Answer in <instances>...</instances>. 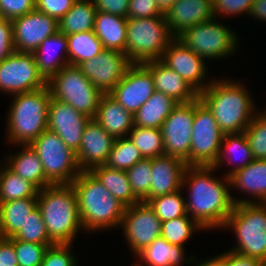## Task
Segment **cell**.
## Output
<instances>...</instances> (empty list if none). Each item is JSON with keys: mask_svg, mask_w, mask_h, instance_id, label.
<instances>
[{"mask_svg": "<svg viewBox=\"0 0 266 266\" xmlns=\"http://www.w3.org/2000/svg\"><path fill=\"white\" fill-rule=\"evenodd\" d=\"M143 65L152 74L155 91L170 96L178 103H189L199 98V93L193 87L160 60Z\"/></svg>", "mask_w": 266, "mask_h": 266, "instance_id": "23", "label": "cell"}, {"mask_svg": "<svg viewBox=\"0 0 266 266\" xmlns=\"http://www.w3.org/2000/svg\"><path fill=\"white\" fill-rule=\"evenodd\" d=\"M163 15L157 0H130L127 18L137 19Z\"/></svg>", "mask_w": 266, "mask_h": 266, "instance_id": "49", "label": "cell"}, {"mask_svg": "<svg viewBox=\"0 0 266 266\" xmlns=\"http://www.w3.org/2000/svg\"><path fill=\"white\" fill-rule=\"evenodd\" d=\"M154 92L151 72L143 64H132L109 94L134 115Z\"/></svg>", "mask_w": 266, "mask_h": 266, "instance_id": "18", "label": "cell"}, {"mask_svg": "<svg viewBox=\"0 0 266 266\" xmlns=\"http://www.w3.org/2000/svg\"><path fill=\"white\" fill-rule=\"evenodd\" d=\"M115 138L107 133L95 120L90 119L86 124L83 136L76 153L79 168L90 171L98 165H105Z\"/></svg>", "mask_w": 266, "mask_h": 266, "instance_id": "20", "label": "cell"}, {"mask_svg": "<svg viewBox=\"0 0 266 266\" xmlns=\"http://www.w3.org/2000/svg\"><path fill=\"white\" fill-rule=\"evenodd\" d=\"M195 100L178 103L162 125L164 155L177 157L186 162L190 157Z\"/></svg>", "mask_w": 266, "mask_h": 266, "instance_id": "14", "label": "cell"}, {"mask_svg": "<svg viewBox=\"0 0 266 266\" xmlns=\"http://www.w3.org/2000/svg\"><path fill=\"white\" fill-rule=\"evenodd\" d=\"M185 247L171 245L164 238H156L149 246L145 247L135 257L139 261L132 266H182V264H192L194 255L185 257ZM185 258V259H184ZM141 259V260H140Z\"/></svg>", "mask_w": 266, "mask_h": 266, "instance_id": "26", "label": "cell"}, {"mask_svg": "<svg viewBox=\"0 0 266 266\" xmlns=\"http://www.w3.org/2000/svg\"><path fill=\"white\" fill-rule=\"evenodd\" d=\"M254 0H213V10L215 17L233 15H241L246 13L249 15Z\"/></svg>", "mask_w": 266, "mask_h": 266, "instance_id": "46", "label": "cell"}, {"mask_svg": "<svg viewBox=\"0 0 266 266\" xmlns=\"http://www.w3.org/2000/svg\"><path fill=\"white\" fill-rule=\"evenodd\" d=\"M224 266H266L260 259L240 255L231 250L224 252Z\"/></svg>", "mask_w": 266, "mask_h": 266, "instance_id": "52", "label": "cell"}, {"mask_svg": "<svg viewBox=\"0 0 266 266\" xmlns=\"http://www.w3.org/2000/svg\"><path fill=\"white\" fill-rule=\"evenodd\" d=\"M245 85L233 79H211L199 94L224 134L241 133L255 117L256 108Z\"/></svg>", "mask_w": 266, "mask_h": 266, "instance_id": "2", "label": "cell"}, {"mask_svg": "<svg viewBox=\"0 0 266 266\" xmlns=\"http://www.w3.org/2000/svg\"><path fill=\"white\" fill-rule=\"evenodd\" d=\"M165 17L170 34L176 38L190 27L215 18L213 0H177Z\"/></svg>", "mask_w": 266, "mask_h": 266, "instance_id": "22", "label": "cell"}, {"mask_svg": "<svg viewBox=\"0 0 266 266\" xmlns=\"http://www.w3.org/2000/svg\"><path fill=\"white\" fill-rule=\"evenodd\" d=\"M22 150L5 158L7 165L18 176L32 183L38 190L52 185L45 176L42 163L30 145H21Z\"/></svg>", "mask_w": 266, "mask_h": 266, "instance_id": "28", "label": "cell"}, {"mask_svg": "<svg viewBox=\"0 0 266 266\" xmlns=\"http://www.w3.org/2000/svg\"><path fill=\"white\" fill-rule=\"evenodd\" d=\"M223 228L234 231L237 238L231 251L266 264V203L235 204Z\"/></svg>", "mask_w": 266, "mask_h": 266, "instance_id": "6", "label": "cell"}, {"mask_svg": "<svg viewBox=\"0 0 266 266\" xmlns=\"http://www.w3.org/2000/svg\"><path fill=\"white\" fill-rule=\"evenodd\" d=\"M233 156H239L240 162L238 164H234L232 161L234 159ZM226 160L235 165L232 169H229V171L225 173L226 177H229L237 170L246 167L254 160L248 139L244 132L224 134L220 145V151L213 167L219 170L218 168L222 167V165H224V161L225 163L227 162Z\"/></svg>", "mask_w": 266, "mask_h": 266, "instance_id": "32", "label": "cell"}, {"mask_svg": "<svg viewBox=\"0 0 266 266\" xmlns=\"http://www.w3.org/2000/svg\"><path fill=\"white\" fill-rule=\"evenodd\" d=\"M132 65L128 56L116 50L104 49L78 67L103 94H109Z\"/></svg>", "mask_w": 266, "mask_h": 266, "instance_id": "15", "label": "cell"}, {"mask_svg": "<svg viewBox=\"0 0 266 266\" xmlns=\"http://www.w3.org/2000/svg\"><path fill=\"white\" fill-rule=\"evenodd\" d=\"M120 227L129 249L137 255L161 237L162 221L147 202H138L125 208Z\"/></svg>", "mask_w": 266, "mask_h": 266, "instance_id": "13", "label": "cell"}, {"mask_svg": "<svg viewBox=\"0 0 266 266\" xmlns=\"http://www.w3.org/2000/svg\"><path fill=\"white\" fill-rule=\"evenodd\" d=\"M14 51L12 20L0 17V63Z\"/></svg>", "mask_w": 266, "mask_h": 266, "instance_id": "50", "label": "cell"}, {"mask_svg": "<svg viewBox=\"0 0 266 266\" xmlns=\"http://www.w3.org/2000/svg\"><path fill=\"white\" fill-rule=\"evenodd\" d=\"M30 146L39 156L46 179L52 184H71L81 173L76 152L68 148L61 138L48 129Z\"/></svg>", "mask_w": 266, "mask_h": 266, "instance_id": "10", "label": "cell"}, {"mask_svg": "<svg viewBox=\"0 0 266 266\" xmlns=\"http://www.w3.org/2000/svg\"><path fill=\"white\" fill-rule=\"evenodd\" d=\"M257 110L255 117L244 130L248 139L253 158L255 160H266V110Z\"/></svg>", "mask_w": 266, "mask_h": 266, "instance_id": "42", "label": "cell"}, {"mask_svg": "<svg viewBox=\"0 0 266 266\" xmlns=\"http://www.w3.org/2000/svg\"><path fill=\"white\" fill-rule=\"evenodd\" d=\"M0 263L18 264L14 245L8 238L0 237Z\"/></svg>", "mask_w": 266, "mask_h": 266, "instance_id": "53", "label": "cell"}, {"mask_svg": "<svg viewBox=\"0 0 266 266\" xmlns=\"http://www.w3.org/2000/svg\"><path fill=\"white\" fill-rule=\"evenodd\" d=\"M13 238L42 245H55L49 238L41 211L38 207L28 215L24 227Z\"/></svg>", "mask_w": 266, "mask_h": 266, "instance_id": "43", "label": "cell"}, {"mask_svg": "<svg viewBox=\"0 0 266 266\" xmlns=\"http://www.w3.org/2000/svg\"><path fill=\"white\" fill-rule=\"evenodd\" d=\"M197 230L203 229L188 214L172 220L162 222L161 237L171 245L184 247V244L191 239V236Z\"/></svg>", "mask_w": 266, "mask_h": 266, "instance_id": "38", "label": "cell"}, {"mask_svg": "<svg viewBox=\"0 0 266 266\" xmlns=\"http://www.w3.org/2000/svg\"><path fill=\"white\" fill-rule=\"evenodd\" d=\"M126 173L134 196L140 202H146L149 199L152 177L151 158L136 162Z\"/></svg>", "mask_w": 266, "mask_h": 266, "instance_id": "41", "label": "cell"}, {"mask_svg": "<svg viewBox=\"0 0 266 266\" xmlns=\"http://www.w3.org/2000/svg\"><path fill=\"white\" fill-rule=\"evenodd\" d=\"M102 185L126 207L140 202L133 194L126 171L98 165L90 170Z\"/></svg>", "mask_w": 266, "mask_h": 266, "instance_id": "33", "label": "cell"}, {"mask_svg": "<svg viewBox=\"0 0 266 266\" xmlns=\"http://www.w3.org/2000/svg\"><path fill=\"white\" fill-rule=\"evenodd\" d=\"M160 61L177 72L199 94L211 83L205 79L208 75L206 61L176 38L169 43Z\"/></svg>", "mask_w": 266, "mask_h": 266, "instance_id": "17", "label": "cell"}, {"mask_svg": "<svg viewBox=\"0 0 266 266\" xmlns=\"http://www.w3.org/2000/svg\"><path fill=\"white\" fill-rule=\"evenodd\" d=\"M72 244H55L48 247L41 266H77L76 256L70 251Z\"/></svg>", "mask_w": 266, "mask_h": 266, "instance_id": "45", "label": "cell"}, {"mask_svg": "<svg viewBox=\"0 0 266 266\" xmlns=\"http://www.w3.org/2000/svg\"><path fill=\"white\" fill-rule=\"evenodd\" d=\"M219 19L215 17L190 27L176 39L204 60L230 57L234 52L237 53L238 38L236 32L222 24V21L218 23Z\"/></svg>", "mask_w": 266, "mask_h": 266, "instance_id": "9", "label": "cell"}, {"mask_svg": "<svg viewBox=\"0 0 266 266\" xmlns=\"http://www.w3.org/2000/svg\"><path fill=\"white\" fill-rule=\"evenodd\" d=\"M33 54L39 72L48 81L64 66L69 65L66 35L58 31L47 37Z\"/></svg>", "mask_w": 266, "mask_h": 266, "instance_id": "24", "label": "cell"}, {"mask_svg": "<svg viewBox=\"0 0 266 266\" xmlns=\"http://www.w3.org/2000/svg\"><path fill=\"white\" fill-rule=\"evenodd\" d=\"M7 113L6 139L15 146L30 145L47 130L51 92L48 86L15 94Z\"/></svg>", "mask_w": 266, "mask_h": 266, "instance_id": "5", "label": "cell"}, {"mask_svg": "<svg viewBox=\"0 0 266 266\" xmlns=\"http://www.w3.org/2000/svg\"><path fill=\"white\" fill-rule=\"evenodd\" d=\"M215 170L213 166H187L183 175L182 188L189 190L186 213L205 230L222 229L235 204L253 201L232 196L229 177L224 175L222 181L212 174Z\"/></svg>", "mask_w": 266, "mask_h": 266, "instance_id": "1", "label": "cell"}, {"mask_svg": "<svg viewBox=\"0 0 266 266\" xmlns=\"http://www.w3.org/2000/svg\"><path fill=\"white\" fill-rule=\"evenodd\" d=\"M144 159L129 137L115 139L105 165L109 168L127 171L136 162Z\"/></svg>", "mask_w": 266, "mask_h": 266, "instance_id": "39", "label": "cell"}, {"mask_svg": "<svg viewBox=\"0 0 266 266\" xmlns=\"http://www.w3.org/2000/svg\"><path fill=\"white\" fill-rule=\"evenodd\" d=\"M232 189L252 196V203H266V160H253L229 176ZM257 199V201H256Z\"/></svg>", "mask_w": 266, "mask_h": 266, "instance_id": "27", "label": "cell"}, {"mask_svg": "<svg viewBox=\"0 0 266 266\" xmlns=\"http://www.w3.org/2000/svg\"><path fill=\"white\" fill-rule=\"evenodd\" d=\"M97 10L92 0H76L72 8L58 21L65 35L92 31Z\"/></svg>", "mask_w": 266, "mask_h": 266, "instance_id": "34", "label": "cell"}, {"mask_svg": "<svg viewBox=\"0 0 266 266\" xmlns=\"http://www.w3.org/2000/svg\"><path fill=\"white\" fill-rule=\"evenodd\" d=\"M186 163L174 156L151 158V185L149 199L168 195L183 189V175Z\"/></svg>", "mask_w": 266, "mask_h": 266, "instance_id": "21", "label": "cell"}, {"mask_svg": "<svg viewBox=\"0 0 266 266\" xmlns=\"http://www.w3.org/2000/svg\"><path fill=\"white\" fill-rule=\"evenodd\" d=\"M0 266H19V264H3V263H0Z\"/></svg>", "mask_w": 266, "mask_h": 266, "instance_id": "57", "label": "cell"}, {"mask_svg": "<svg viewBox=\"0 0 266 266\" xmlns=\"http://www.w3.org/2000/svg\"><path fill=\"white\" fill-rule=\"evenodd\" d=\"M14 245V250L19 266H41L48 247L53 245H42L33 242L8 238Z\"/></svg>", "mask_w": 266, "mask_h": 266, "instance_id": "44", "label": "cell"}, {"mask_svg": "<svg viewBox=\"0 0 266 266\" xmlns=\"http://www.w3.org/2000/svg\"><path fill=\"white\" fill-rule=\"evenodd\" d=\"M71 184L85 232L120 227L126 206L113 197L91 171H81Z\"/></svg>", "mask_w": 266, "mask_h": 266, "instance_id": "3", "label": "cell"}, {"mask_svg": "<svg viewBox=\"0 0 266 266\" xmlns=\"http://www.w3.org/2000/svg\"><path fill=\"white\" fill-rule=\"evenodd\" d=\"M69 65L78 66L101 53L104 48L94 31L66 35Z\"/></svg>", "mask_w": 266, "mask_h": 266, "instance_id": "35", "label": "cell"}, {"mask_svg": "<svg viewBox=\"0 0 266 266\" xmlns=\"http://www.w3.org/2000/svg\"><path fill=\"white\" fill-rule=\"evenodd\" d=\"M37 208V198H21L0 203V237H14L23 227L28 215Z\"/></svg>", "mask_w": 266, "mask_h": 266, "instance_id": "30", "label": "cell"}, {"mask_svg": "<svg viewBox=\"0 0 266 266\" xmlns=\"http://www.w3.org/2000/svg\"><path fill=\"white\" fill-rule=\"evenodd\" d=\"M173 39L165 15L128 18L125 54L132 64L161 60Z\"/></svg>", "mask_w": 266, "mask_h": 266, "instance_id": "7", "label": "cell"}, {"mask_svg": "<svg viewBox=\"0 0 266 266\" xmlns=\"http://www.w3.org/2000/svg\"><path fill=\"white\" fill-rule=\"evenodd\" d=\"M47 86L33 52L14 51L0 63V92L15 95Z\"/></svg>", "mask_w": 266, "mask_h": 266, "instance_id": "12", "label": "cell"}, {"mask_svg": "<svg viewBox=\"0 0 266 266\" xmlns=\"http://www.w3.org/2000/svg\"><path fill=\"white\" fill-rule=\"evenodd\" d=\"M128 137L144 158H155L164 155V140L161 129L134 125Z\"/></svg>", "mask_w": 266, "mask_h": 266, "instance_id": "37", "label": "cell"}, {"mask_svg": "<svg viewBox=\"0 0 266 266\" xmlns=\"http://www.w3.org/2000/svg\"><path fill=\"white\" fill-rule=\"evenodd\" d=\"M91 118L69 104L51 97L47 129L56 133L68 148L77 153L86 124Z\"/></svg>", "mask_w": 266, "mask_h": 266, "instance_id": "19", "label": "cell"}, {"mask_svg": "<svg viewBox=\"0 0 266 266\" xmlns=\"http://www.w3.org/2000/svg\"><path fill=\"white\" fill-rule=\"evenodd\" d=\"M194 266H224V253L204 259L200 263L197 262Z\"/></svg>", "mask_w": 266, "mask_h": 266, "instance_id": "55", "label": "cell"}, {"mask_svg": "<svg viewBox=\"0 0 266 266\" xmlns=\"http://www.w3.org/2000/svg\"><path fill=\"white\" fill-rule=\"evenodd\" d=\"M51 97L69 104L94 119L103 93L81 72L78 66H64L48 81Z\"/></svg>", "mask_w": 266, "mask_h": 266, "instance_id": "8", "label": "cell"}, {"mask_svg": "<svg viewBox=\"0 0 266 266\" xmlns=\"http://www.w3.org/2000/svg\"><path fill=\"white\" fill-rule=\"evenodd\" d=\"M59 31L58 20L38 10L12 20L15 51L34 52L49 36Z\"/></svg>", "mask_w": 266, "mask_h": 266, "instance_id": "16", "label": "cell"}, {"mask_svg": "<svg viewBox=\"0 0 266 266\" xmlns=\"http://www.w3.org/2000/svg\"><path fill=\"white\" fill-rule=\"evenodd\" d=\"M224 133L212 112L200 98L195 100L190 157L187 166H213L217 160Z\"/></svg>", "mask_w": 266, "mask_h": 266, "instance_id": "11", "label": "cell"}, {"mask_svg": "<svg viewBox=\"0 0 266 266\" xmlns=\"http://www.w3.org/2000/svg\"><path fill=\"white\" fill-rule=\"evenodd\" d=\"M178 105L173 98L155 91L133 115L134 125L161 129L163 122Z\"/></svg>", "mask_w": 266, "mask_h": 266, "instance_id": "31", "label": "cell"}, {"mask_svg": "<svg viewBox=\"0 0 266 266\" xmlns=\"http://www.w3.org/2000/svg\"><path fill=\"white\" fill-rule=\"evenodd\" d=\"M76 0H36V10L58 21L72 8Z\"/></svg>", "mask_w": 266, "mask_h": 266, "instance_id": "48", "label": "cell"}, {"mask_svg": "<svg viewBox=\"0 0 266 266\" xmlns=\"http://www.w3.org/2000/svg\"><path fill=\"white\" fill-rule=\"evenodd\" d=\"M133 114L110 94H103L94 119L115 139L128 137L134 126Z\"/></svg>", "mask_w": 266, "mask_h": 266, "instance_id": "25", "label": "cell"}, {"mask_svg": "<svg viewBox=\"0 0 266 266\" xmlns=\"http://www.w3.org/2000/svg\"><path fill=\"white\" fill-rule=\"evenodd\" d=\"M36 9V0H0V17L13 20Z\"/></svg>", "mask_w": 266, "mask_h": 266, "instance_id": "47", "label": "cell"}, {"mask_svg": "<svg viewBox=\"0 0 266 266\" xmlns=\"http://www.w3.org/2000/svg\"><path fill=\"white\" fill-rule=\"evenodd\" d=\"M37 207L49 238L55 244H74L77 233L84 229L72 184L50 185L39 190Z\"/></svg>", "mask_w": 266, "mask_h": 266, "instance_id": "4", "label": "cell"}, {"mask_svg": "<svg viewBox=\"0 0 266 266\" xmlns=\"http://www.w3.org/2000/svg\"><path fill=\"white\" fill-rule=\"evenodd\" d=\"M248 16L266 22V0H254Z\"/></svg>", "mask_w": 266, "mask_h": 266, "instance_id": "54", "label": "cell"}, {"mask_svg": "<svg viewBox=\"0 0 266 266\" xmlns=\"http://www.w3.org/2000/svg\"><path fill=\"white\" fill-rule=\"evenodd\" d=\"M127 19L118 15L97 11L93 31L103 48L125 53Z\"/></svg>", "mask_w": 266, "mask_h": 266, "instance_id": "29", "label": "cell"}, {"mask_svg": "<svg viewBox=\"0 0 266 266\" xmlns=\"http://www.w3.org/2000/svg\"><path fill=\"white\" fill-rule=\"evenodd\" d=\"M38 189L13 172L7 165L0 167V203L21 198H37Z\"/></svg>", "mask_w": 266, "mask_h": 266, "instance_id": "36", "label": "cell"}, {"mask_svg": "<svg viewBox=\"0 0 266 266\" xmlns=\"http://www.w3.org/2000/svg\"><path fill=\"white\" fill-rule=\"evenodd\" d=\"M182 191L183 189L172 194L151 198L146 202L154 210L155 214L162 222L172 220L187 214V200L184 198V195H182Z\"/></svg>", "mask_w": 266, "mask_h": 266, "instance_id": "40", "label": "cell"}, {"mask_svg": "<svg viewBox=\"0 0 266 266\" xmlns=\"http://www.w3.org/2000/svg\"><path fill=\"white\" fill-rule=\"evenodd\" d=\"M177 0H157L158 8L160 12L163 15H166V13L171 9V6L176 2Z\"/></svg>", "mask_w": 266, "mask_h": 266, "instance_id": "56", "label": "cell"}, {"mask_svg": "<svg viewBox=\"0 0 266 266\" xmlns=\"http://www.w3.org/2000/svg\"><path fill=\"white\" fill-rule=\"evenodd\" d=\"M97 11L127 18L130 0H92Z\"/></svg>", "mask_w": 266, "mask_h": 266, "instance_id": "51", "label": "cell"}]
</instances>
